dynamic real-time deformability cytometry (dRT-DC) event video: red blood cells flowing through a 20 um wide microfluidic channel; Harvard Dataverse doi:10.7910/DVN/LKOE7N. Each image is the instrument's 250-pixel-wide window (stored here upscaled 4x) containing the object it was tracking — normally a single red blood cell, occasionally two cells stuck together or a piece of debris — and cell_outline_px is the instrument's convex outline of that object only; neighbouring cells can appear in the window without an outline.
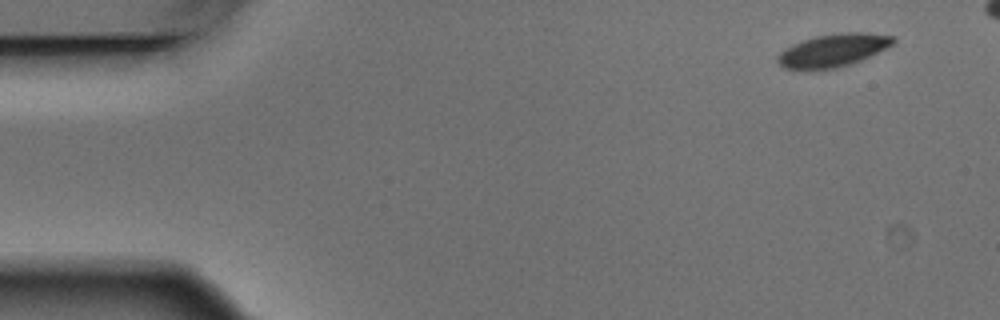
{"species": "Egyptian fruit bat (a non-hibernating species)", "species_latin": "Rousettus aegyptiacus", "temperature_condition": "warm", "stored_images_in_passage": 15, "camera_frame_rate_fps": 3000, "um_per_image_px": 0.085, "animal": {"sex": "male"}, "frame": {"image": 1, "passage_image": 1, "time_ms": 0.0, "image_size_px": [1000, 320], "cell_outline_px": [[896, 40], [892, 44], [860, 60], [836, 68], [808, 72], [804, 72], [784, 68], [776, 60], [776, 56], [780, 52], [792, 44], [816, 36], [844, 32], [868, 32], [896, 36]], "centroid_in_image_um": [70.74, 4.3], "position_along_channel_um": 14.3, "area_um2": 22.43}}
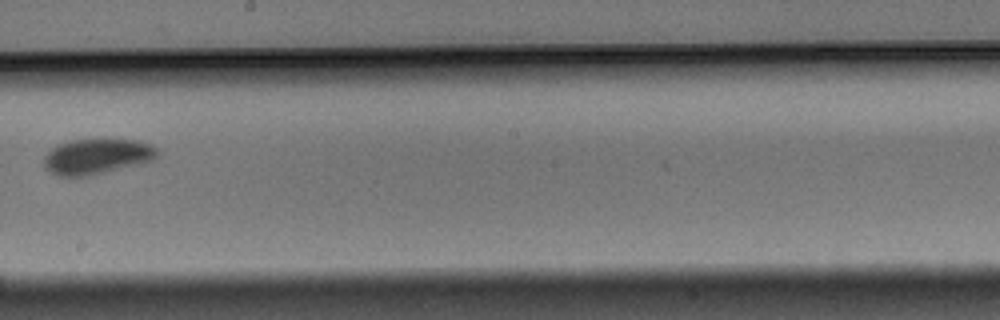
{"frame": {"image": 2, "passage_image": 8, "time_ms": 2.333, "image_size_px": [1000, 320], "cell_outline_px": [[156, 156], [152, 160], [140, 164], [92, 176], [60, 176], [44, 168], [44, 156], [52, 148], [60, 144], [72, 140], [104, 136], [136, 140], [148, 144], [156, 148]], "centroid_in_image_um": [8.24, 13.26], "position_along_channel_um": 240.0, "area_um2": 24.04}}
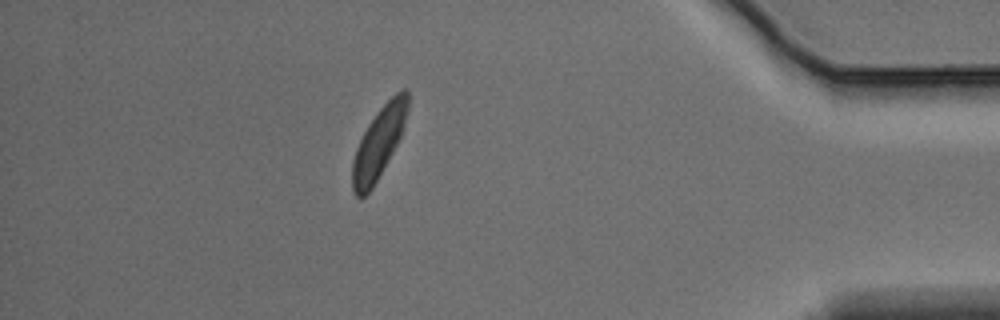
{"frame": {"image": 3, "passage_image": 15, "time_ms": 4.667, "image_size_px": [1000, 320], "cell_outline_px": [[408, 108], [404, 124], [400, 136], [392, 152], [372, 188], [360, 200], [352, 192], [352, 160], [356, 148], [368, 124], [376, 112], [396, 92], [404, 88], [408, 88]], "centroid_in_image_um": [32.17, 12.14], "position_along_channel_um": 403.0, "area_um2": 22.6}}